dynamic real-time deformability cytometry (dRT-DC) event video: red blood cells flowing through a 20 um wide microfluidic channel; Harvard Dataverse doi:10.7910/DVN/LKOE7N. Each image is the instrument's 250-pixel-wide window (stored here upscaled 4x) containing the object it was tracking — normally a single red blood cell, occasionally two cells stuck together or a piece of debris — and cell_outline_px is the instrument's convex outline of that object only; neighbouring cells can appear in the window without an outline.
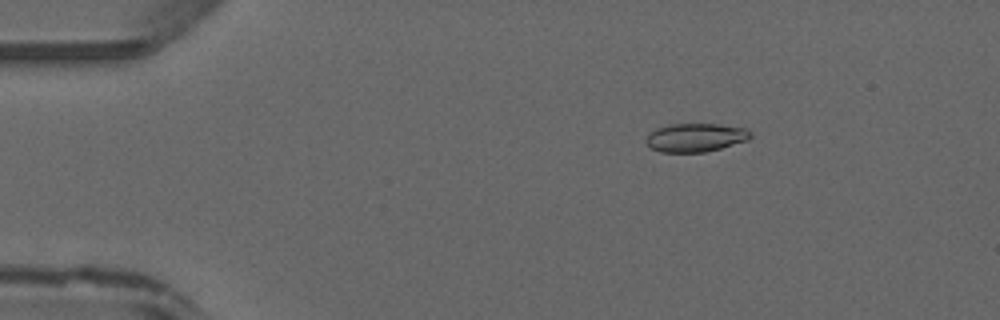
{"species": "common noctule bat (a hibernating species)", "species_latin": "Nyctalus noctula", "temperature_condition": "warm", "stored_images_in_passage": 14, "camera_frame_rate_fps": 3000, "um_per_image_px": 0.085, "animal": {"sex": "male", "forearm_length_mm": 52.5}, "frame": {"image": 1, "passage_image": 8, "time_ms": 2.333, "image_size_px": [1000, 320], "cell_outline_px": [[752, 136], [748, 140], [720, 148], [704, 152], [660, 152], [652, 148], [644, 140], [656, 128], [668, 124], [716, 124], [744, 128], [752, 132]], "centroid_in_image_um": [59.12, 11.69], "position_along_channel_um": 25.9, "area_um2": 17.22}}